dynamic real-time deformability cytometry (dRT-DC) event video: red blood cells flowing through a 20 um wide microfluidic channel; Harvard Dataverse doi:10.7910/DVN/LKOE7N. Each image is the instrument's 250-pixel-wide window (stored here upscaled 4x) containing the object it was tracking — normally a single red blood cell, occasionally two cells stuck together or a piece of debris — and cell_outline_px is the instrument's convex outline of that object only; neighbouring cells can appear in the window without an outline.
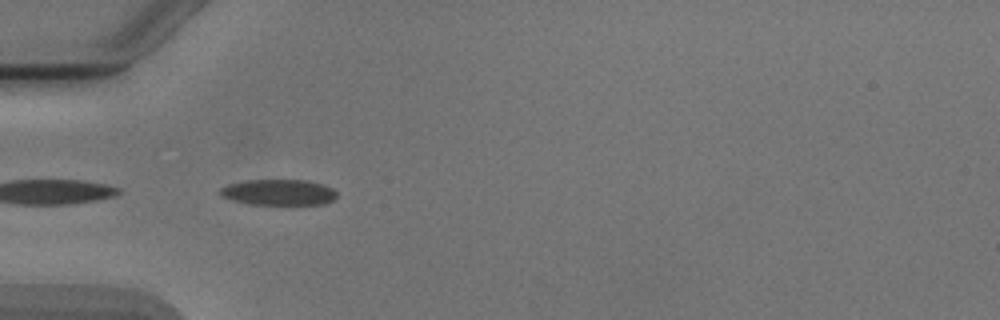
{"species": "Egyptian fruit bat (a non-hibernating species)", "species_latin": "Rousettus aegyptiacus", "temperature_condition": "cold", "stored_images_in_passage": 6, "camera_frame_rate_fps": 3000, "um_per_image_px": 0.085, "animal": {"sex": "male"}, "frame": {"image": 1, "passage_image": 5, "time_ms": 5.667, "image_size_px": [1000, 320], "cell_outline_px": [[336, 196], [332, 200], [324, 204], [248, 204], [232, 200], [220, 196], [220, 188], [228, 184], [248, 180], [308, 180], [324, 184], [332, 188], [336, 192]], "centroid_in_image_um": [23.68, 16.34], "position_along_channel_um": 61.3, "area_um2": 17.57}}